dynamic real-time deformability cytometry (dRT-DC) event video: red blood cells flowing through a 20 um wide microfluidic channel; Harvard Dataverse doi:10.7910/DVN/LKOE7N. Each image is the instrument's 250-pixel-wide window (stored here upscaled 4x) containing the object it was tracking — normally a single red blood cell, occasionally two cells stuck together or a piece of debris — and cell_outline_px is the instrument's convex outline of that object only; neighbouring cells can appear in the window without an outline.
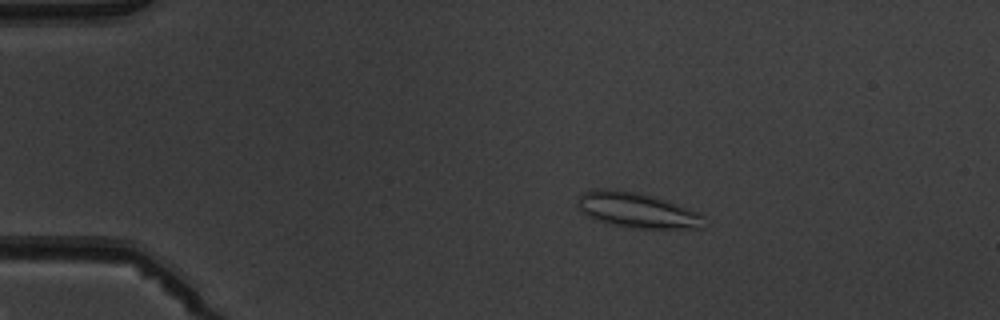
{"species": "common noctule bat (a hibernating species)", "species_latin": "Nyctalus noctula", "temperature_condition": "warm", "stored_images_in_passage": 7, "camera_frame_rate_fps": 3000, "um_per_image_px": 0.085, "animal": {"sex": "male", "body_mass_g": 19.5, "forearm_length_mm": 54.6}, "frame": {"image": 1, "passage_image": 4, "time_ms": 3.333, "image_size_px": [1000, 320], "cell_outline_px": [[704, 228], [632, 228], [612, 224], [596, 220], [588, 216], [576, 204], [580, 196], [584, 192], [596, 188], [608, 188], [636, 192], [656, 196], [668, 200], [700, 212], [704, 216]], "centroid_in_image_um": [54.19, 17.85], "position_along_channel_um": 30.8, "area_um2": 26.13}}
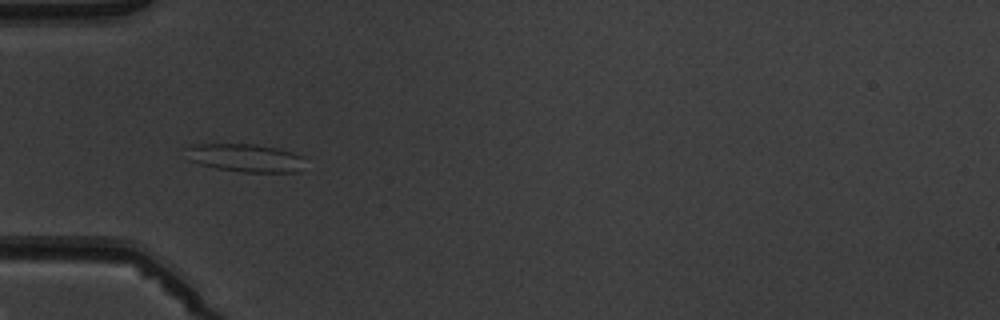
{"frame": {"image": 2, "passage_image": 6, "time_ms": 5.667, "image_size_px": [1000, 320], "cell_outline_px": [[304, 156], [300, 172], [240, 172], [216, 168], [200, 164], [188, 160], [184, 148], [192, 144], [256, 144], [276, 148], [292, 152]], "centroid_in_image_um": [20.81, 13.41], "position_along_channel_um": 64.2, "area_um2": 19.65}}
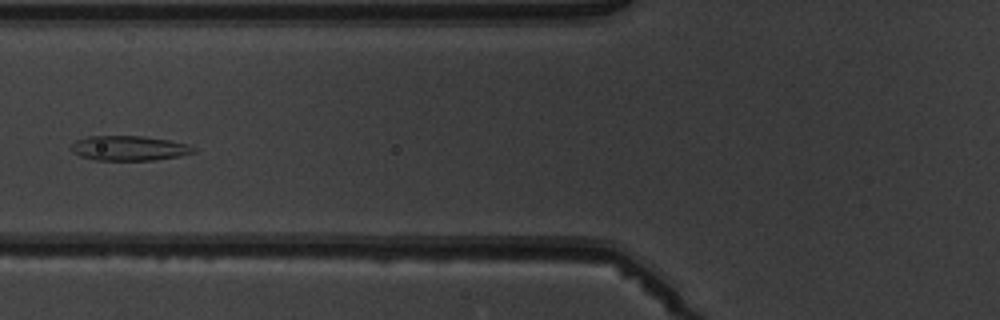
{"frame": {"image": 3, "passage_image": 7, "time_ms": 7.0, "image_size_px": [1000, 320], "cell_outline_px": [[196, 152], [180, 156], [156, 160], [96, 160], [80, 156], [72, 152], [68, 148], [76, 140], [88, 136], [140, 136], [168, 140], [188, 144], [196, 148]], "centroid_in_image_um": [10.96, 12.6], "position_along_channel_um": 114.8, "area_um2": 17.8}}